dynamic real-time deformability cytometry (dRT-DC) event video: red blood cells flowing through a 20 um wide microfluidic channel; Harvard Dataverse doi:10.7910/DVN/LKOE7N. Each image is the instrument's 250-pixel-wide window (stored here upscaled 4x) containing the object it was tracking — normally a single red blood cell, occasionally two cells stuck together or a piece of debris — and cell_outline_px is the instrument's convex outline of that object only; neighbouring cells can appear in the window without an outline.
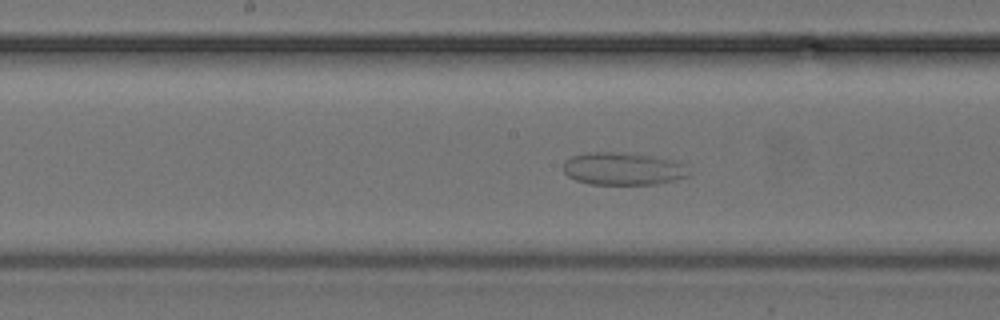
{"species": "common noctule bat (a hibernating species)", "species_latin": "Nyctalus noctula", "temperature_condition": "cold", "stored_images_in_passage": 54, "camera_frame_rate_fps": 3000, "um_per_image_px": 0.085, "animal": {"sex": "female", "body_mass_g": 24.6, "forearm_length_mm": 56.2}, "frame": {"image": 1, "passage_image": 28, "time_ms": 9.0, "image_size_px": [1000, 320], "cell_outline_px": [[692, 172], [688, 176], [676, 180], [656, 184], [592, 184], [576, 180], [568, 176], [564, 172], [564, 160], [572, 156], [588, 152], [620, 152], [656, 156], [672, 160], [684, 164]], "centroid_in_image_um": [52.99, 14.34], "position_along_channel_um": 195.2, "area_um2": 24.04}}
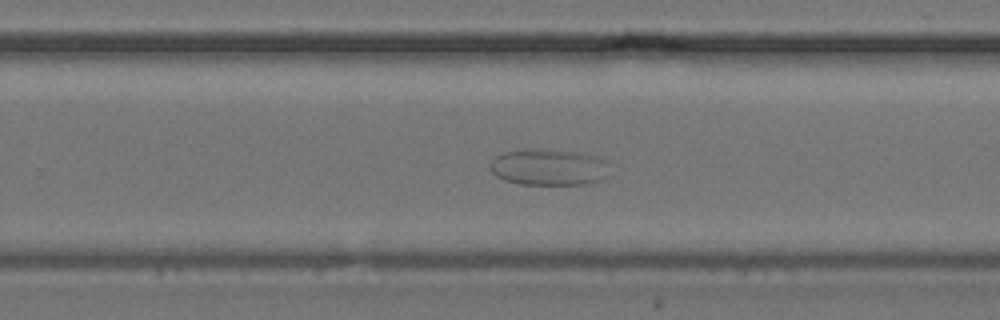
{"frame": {"image": 2, "passage_image": 35, "time_ms": 11.333, "image_size_px": [1000, 320], "cell_outline_px": [[612, 176], [604, 180], [588, 184], [520, 184], [504, 180], [496, 176], [492, 172], [488, 164], [496, 156], [504, 152], [528, 148], [536, 148], [584, 152], [596, 156], [604, 160]], "centroid_in_image_um": [46.69, 14.2], "position_along_channel_um": 283.1, "area_um2": 26.01}}
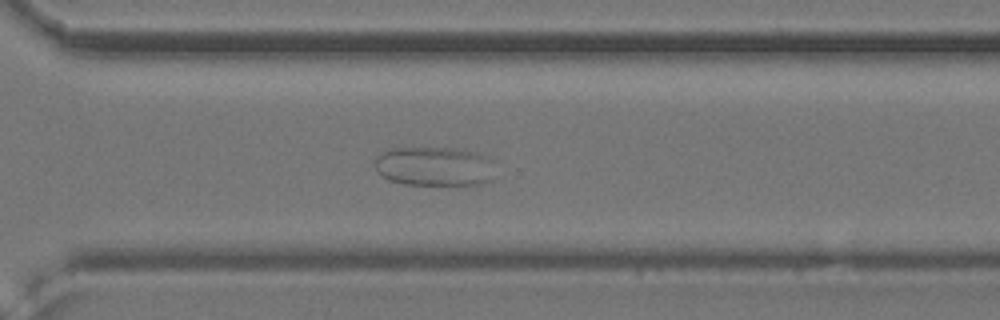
{"frame": {"image": 3, "passage_image": 39, "time_ms": 12.667, "image_size_px": [1000, 320], "cell_outline_px": [[492, 180], [480, 184], [404, 184], [388, 180], [376, 172], [372, 164], [376, 156], [380, 152], [392, 148], [456, 148], [476, 152], [488, 156], [492, 160]], "centroid_in_image_um": [36.86, 14.13], "position_along_channel_um": 333.7, "area_um2": 27.86}}